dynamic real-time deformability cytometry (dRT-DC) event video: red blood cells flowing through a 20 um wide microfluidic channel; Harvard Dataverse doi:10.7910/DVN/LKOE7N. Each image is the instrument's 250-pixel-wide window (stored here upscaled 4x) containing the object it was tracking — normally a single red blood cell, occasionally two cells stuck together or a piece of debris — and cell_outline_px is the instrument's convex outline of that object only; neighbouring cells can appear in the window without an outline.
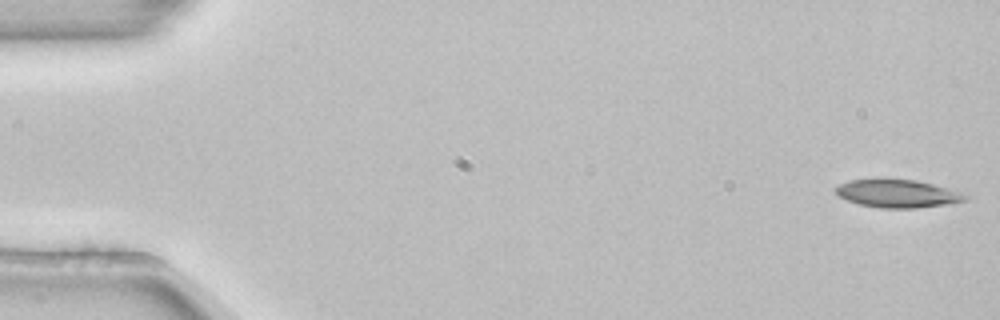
{"species": "common noctule bat (a hibernating species)", "species_latin": "Nyctalus noctula", "temperature_condition": "room temperature", "stored_images_in_passage": 53, "camera_frame_rate_fps": 3000, "um_per_image_px": 0.085, "animal": {"sex": "female", "body_mass_g": 22.7, "forearm_length_mm": 54.2}, "frame": {"image": 1, "passage_image": 1, "time_ms": 0.0, "image_size_px": [1000, 320], "cell_outline_px": [[972, 196], [968, 200], [952, 204], [916, 208], [880, 208], [860, 204], [848, 200], [840, 196], [836, 192], [836, 188], [840, 184], [852, 180], [916, 180], [968, 192]], "centroid_in_image_um": [76.48, 16.47], "position_along_channel_um": 8.5, "area_um2": 21.21}}
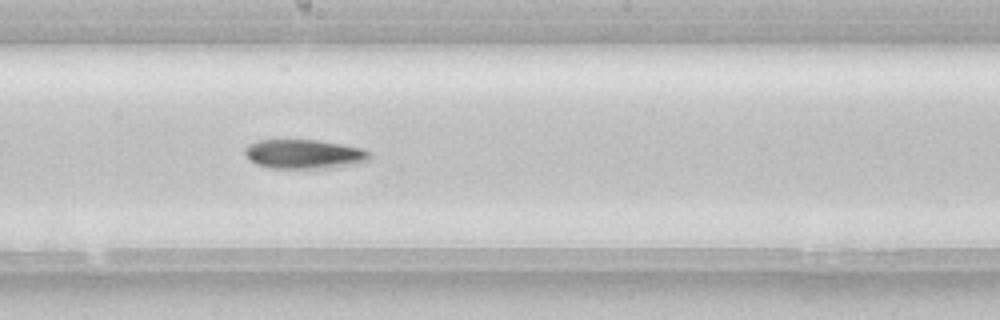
{"frame": {"image": 2, "passage_image": 29, "time_ms": 9.333, "image_size_px": [1000, 320], "cell_outline_px": [[368, 160], [352, 164], [328, 168], [272, 168], [256, 164], [248, 160], [244, 152], [244, 148], [248, 144], [256, 140], [320, 140], [360, 148], [368, 152]], "centroid_in_image_um": [25.75, 13.09], "position_along_channel_um": 222.5, "area_um2": 21.1}}
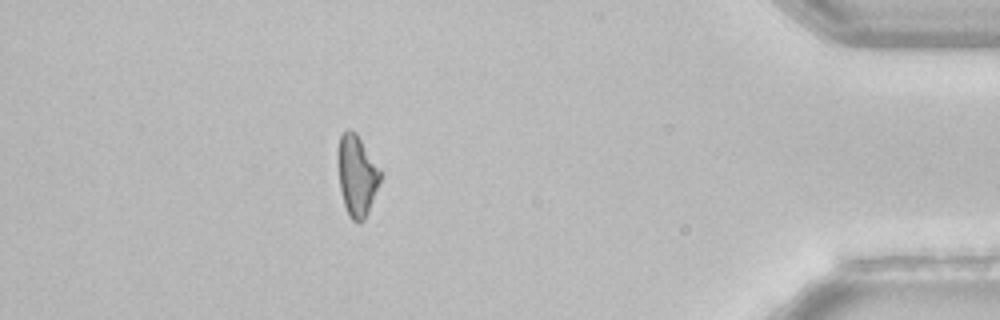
{"frame": {"image": 3, "passage_image": 47, "time_ms": 15.333, "image_size_px": [1000, 320], "cell_outline_px": [[380, 180], [368, 212], [364, 220], [352, 220], [348, 216], [344, 204], [340, 188], [340, 136], [348, 128], [356, 132], [380, 168]], "centroid_in_image_um": [30.36, 14.92], "position_along_channel_um": 404.8, "area_um2": 19.19}, "authors_computed_cell_mechanics": {"area_um2": 21.0392, "velocity_mm_per_s": 3.8592, "shape_relaxation_time_tau1_ms": 6.9616, "shape_relaxation_time_tau2_ms": null, "deformation_change_tau1": 0.1774, "deformation_change_tau2": null}}